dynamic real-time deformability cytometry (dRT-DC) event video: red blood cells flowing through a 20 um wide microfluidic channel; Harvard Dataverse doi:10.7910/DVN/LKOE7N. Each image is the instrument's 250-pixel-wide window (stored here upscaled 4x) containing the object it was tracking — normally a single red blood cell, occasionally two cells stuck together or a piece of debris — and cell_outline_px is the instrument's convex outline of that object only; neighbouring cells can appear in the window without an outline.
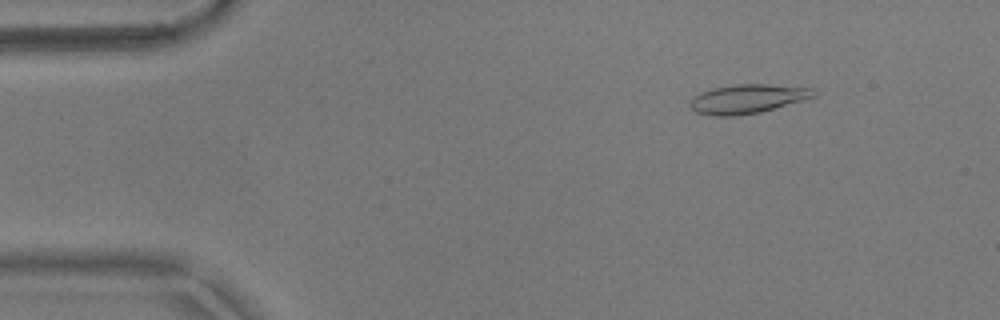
{"species": "common noctule bat (a hibernating species)", "species_latin": "Nyctalus noctula", "temperature_condition": "warm", "stored_images_in_passage": 54, "camera_frame_rate_fps": 3000, "um_per_image_px": 0.085, "animal": {"sex": "male", "body_mass_g": 17.9}, "frame": {"image": 1, "passage_image": 7, "time_ms": 2.0, "image_size_px": [1000, 320], "cell_outline_px": [[816, 96], [804, 100], [760, 112], [736, 116], [712, 116], [696, 112], [688, 104], [692, 96], [700, 92], [712, 88], [736, 84], [768, 84], [812, 88], [816, 92]], "centroid_in_image_um": [63.5, 8.4], "position_along_channel_um": 21.5, "area_um2": 21.1}}
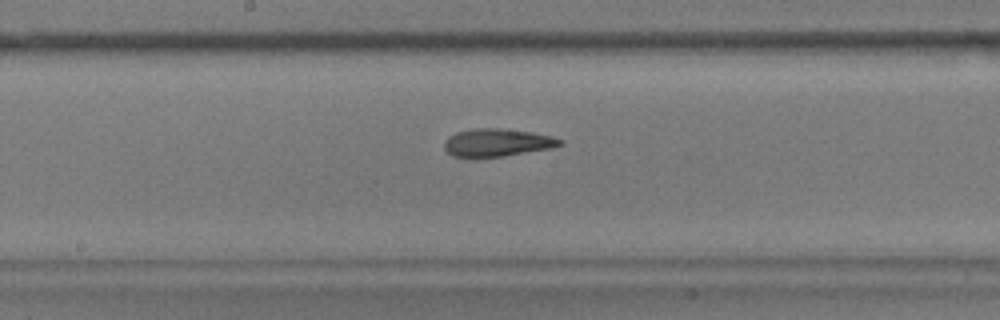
{"frame": {"image": 2, "passage_image": 28, "time_ms": 9.0, "image_size_px": [1000, 320], "cell_outline_px": [[564, 144], [552, 148], [504, 156], [452, 156], [444, 148], [444, 140], [448, 136], [456, 132], [472, 128], [500, 128], [532, 132], [552, 136], [564, 140]], "centroid_in_image_um": [42.28, 12.1], "position_along_channel_um": 205.9, "area_um2": 18.73}}
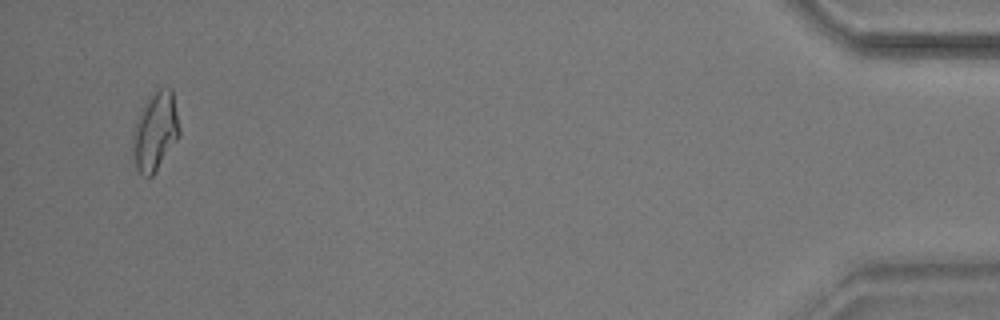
{"frame": {"image": 3, "passage_image": 52, "time_ms": 17.0, "image_size_px": [1000, 320], "cell_outline_px": [[180, 136], [152, 176], [144, 176], [136, 168], [132, 152], [132, 132], [140, 108], [148, 96], [160, 88], [172, 88], [180, 128]], "centroid_in_image_um": [13.18, 11.14], "position_along_channel_um": 422.0, "area_um2": 21.62}, "authors_computed_cell_mechanics": {"area_um2": 19.652, "velocity_mm_per_s": 3.708, "shape_relaxation_time_tau1_ms": 4.3971, "shape_relaxation_time_tau2_ms": 4.3903, "deformation_change_tau1": 0.1594, "deformation_change_tau2": 0.1218}}